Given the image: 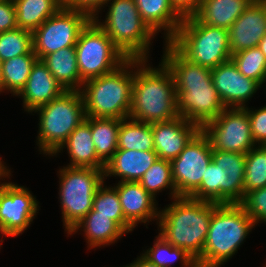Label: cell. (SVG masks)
Instances as JSON below:
<instances>
[{
	"label": "cell",
	"instance_id": "6da1fadb",
	"mask_svg": "<svg viewBox=\"0 0 266 267\" xmlns=\"http://www.w3.org/2000/svg\"><path fill=\"white\" fill-rule=\"evenodd\" d=\"M164 46L161 61L175 82L177 113L202 127L226 109L214 87L211 69L190 62L170 42Z\"/></svg>",
	"mask_w": 266,
	"mask_h": 267
},
{
	"label": "cell",
	"instance_id": "7a4b0ae2",
	"mask_svg": "<svg viewBox=\"0 0 266 267\" xmlns=\"http://www.w3.org/2000/svg\"><path fill=\"white\" fill-rule=\"evenodd\" d=\"M146 62L148 60L134 59L129 118L151 124L178 117L176 88L171 71L162 61L157 68Z\"/></svg>",
	"mask_w": 266,
	"mask_h": 267
},
{
	"label": "cell",
	"instance_id": "3957f363",
	"mask_svg": "<svg viewBox=\"0 0 266 267\" xmlns=\"http://www.w3.org/2000/svg\"><path fill=\"white\" fill-rule=\"evenodd\" d=\"M172 200V204L160 210L158 234L197 260L202 255L211 216L218 204L191 197Z\"/></svg>",
	"mask_w": 266,
	"mask_h": 267
},
{
	"label": "cell",
	"instance_id": "277c9868",
	"mask_svg": "<svg viewBox=\"0 0 266 267\" xmlns=\"http://www.w3.org/2000/svg\"><path fill=\"white\" fill-rule=\"evenodd\" d=\"M255 225L240 204H218L211 216L202 255L196 260L197 267H221L228 262Z\"/></svg>",
	"mask_w": 266,
	"mask_h": 267
},
{
	"label": "cell",
	"instance_id": "5b68a950",
	"mask_svg": "<svg viewBox=\"0 0 266 267\" xmlns=\"http://www.w3.org/2000/svg\"><path fill=\"white\" fill-rule=\"evenodd\" d=\"M133 81L134 59H128L115 71L84 82L80 92L84 99L85 116L129 118Z\"/></svg>",
	"mask_w": 266,
	"mask_h": 267
},
{
	"label": "cell",
	"instance_id": "8992f818",
	"mask_svg": "<svg viewBox=\"0 0 266 267\" xmlns=\"http://www.w3.org/2000/svg\"><path fill=\"white\" fill-rule=\"evenodd\" d=\"M105 6L109 7L105 19H92L127 59L148 60L151 41L157 34L141 18L135 0H108Z\"/></svg>",
	"mask_w": 266,
	"mask_h": 267
},
{
	"label": "cell",
	"instance_id": "52a82bcc",
	"mask_svg": "<svg viewBox=\"0 0 266 267\" xmlns=\"http://www.w3.org/2000/svg\"><path fill=\"white\" fill-rule=\"evenodd\" d=\"M33 112L39 115L36 140L38 150L40 154L50 157L86 117L84 99L80 91H64L31 113Z\"/></svg>",
	"mask_w": 266,
	"mask_h": 267
},
{
	"label": "cell",
	"instance_id": "ba28073f",
	"mask_svg": "<svg viewBox=\"0 0 266 267\" xmlns=\"http://www.w3.org/2000/svg\"><path fill=\"white\" fill-rule=\"evenodd\" d=\"M245 164L244 153L212 150V161L190 197L217 204H239L244 198Z\"/></svg>",
	"mask_w": 266,
	"mask_h": 267
},
{
	"label": "cell",
	"instance_id": "9c48e42d",
	"mask_svg": "<svg viewBox=\"0 0 266 267\" xmlns=\"http://www.w3.org/2000/svg\"><path fill=\"white\" fill-rule=\"evenodd\" d=\"M170 43L190 62L213 69L231 60L228 30L184 16Z\"/></svg>",
	"mask_w": 266,
	"mask_h": 267
},
{
	"label": "cell",
	"instance_id": "30bf717a",
	"mask_svg": "<svg viewBox=\"0 0 266 267\" xmlns=\"http://www.w3.org/2000/svg\"><path fill=\"white\" fill-rule=\"evenodd\" d=\"M59 175V202L67 234L92 209L93 198L105 182L104 170L90 167L63 166Z\"/></svg>",
	"mask_w": 266,
	"mask_h": 267
},
{
	"label": "cell",
	"instance_id": "8fae6325",
	"mask_svg": "<svg viewBox=\"0 0 266 267\" xmlns=\"http://www.w3.org/2000/svg\"><path fill=\"white\" fill-rule=\"evenodd\" d=\"M75 50L83 82L109 74L128 60L93 19L80 31Z\"/></svg>",
	"mask_w": 266,
	"mask_h": 267
},
{
	"label": "cell",
	"instance_id": "7c38bea8",
	"mask_svg": "<svg viewBox=\"0 0 266 267\" xmlns=\"http://www.w3.org/2000/svg\"><path fill=\"white\" fill-rule=\"evenodd\" d=\"M92 18L83 11L61 7L32 32L38 59L66 47H75L80 31Z\"/></svg>",
	"mask_w": 266,
	"mask_h": 267
},
{
	"label": "cell",
	"instance_id": "4fadbf2b",
	"mask_svg": "<svg viewBox=\"0 0 266 267\" xmlns=\"http://www.w3.org/2000/svg\"><path fill=\"white\" fill-rule=\"evenodd\" d=\"M209 139L212 150L246 154L256 146L245 108H226L215 119L201 127Z\"/></svg>",
	"mask_w": 266,
	"mask_h": 267
},
{
	"label": "cell",
	"instance_id": "5bb4252c",
	"mask_svg": "<svg viewBox=\"0 0 266 267\" xmlns=\"http://www.w3.org/2000/svg\"><path fill=\"white\" fill-rule=\"evenodd\" d=\"M211 161L212 148L209 139L200 130L171 161L172 178L178 197H190L199 188Z\"/></svg>",
	"mask_w": 266,
	"mask_h": 267
},
{
	"label": "cell",
	"instance_id": "9a60e30c",
	"mask_svg": "<svg viewBox=\"0 0 266 267\" xmlns=\"http://www.w3.org/2000/svg\"><path fill=\"white\" fill-rule=\"evenodd\" d=\"M39 201L25 186L0 182V231L2 237L18 236L29 228L39 211Z\"/></svg>",
	"mask_w": 266,
	"mask_h": 267
},
{
	"label": "cell",
	"instance_id": "2e32d148",
	"mask_svg": "<svg viewBox=\"0 0 266 267\" xmlns=\"http://www.w3.org/2000/svg\"><path fill=\"white\" fill-rule=\"evenodd\" d=\"M213 84L226 108H245L246 103L262 86L247 78L232 60L211 69Z\"/></svg>",
	"mask_w": 266,
	"mask_h": 267
},
{
	"label": "cell",
	"instance_id": "e0dca14e",
	"mask_svg": "<svg viewBox=\"0 0 266 267\" xmlns=\"http://www.w3.org/2000/svg\"><path fill=\"white\" fill-rule=\"evenodd\" d=\"M231 54L258 47L266 35V0H253L228 29Z\"/></svg>",
	"mask_w": 266,
	"mask_h": 267
},
{
	"label": "cell",
	"instance_id": "ac0fdd59",
	"mask_svg": "<svg viewBox=\"0 0 266 267\" xmlns=\"http://www.w3.org/2000/svg\"><path fill=\"white\" fill-rule=\"evenodd\" d=\"M155 152L159 159L172 161L201 130L194 122L180 115L168 121L151 123Z\"/></svg>",
	"mask_w": 266,
	"mask_h": 267
},
{
	"label": "cell",
	"instance_id": "d6986e66",
	"mask_svg": "<svg viewBox=\"0 0 266 267\" xmlns=\"http://www.w3.org/2000/svg\"><path fill=\"white\" fill-rule=\"evenodd\" d=\"M115 185L125 219L134 228L139 223L148 225L152 220L158 222L160 213L158 202L139 182H118Z\"/></svg>",
	"mask_w": 266,
	"mask_h": 267
},
{
	"label": "cell",
	"instance_id": "ffe728a7",
	"mask_svg": "<svg viewBox=\"0 0 266 267\" xmlns=\"http://www.w3.org/2000/svg\"><path fill=\"white\" fill-rule=\"evenodd\" d=\"M64 91L46 64L41 59H37L25 86L17 96L23 100L24 111L31 113L36 108L51 102Z\"/></svg>",
	"mask_w": 266,
	"mask_h": 267
},
{
	"label": "cell",
	"instance_id": "44dd1931",
	"mask_svg": "<svg viewBox=\"0 0 266 267\" xmlns=\"http://www.w3.org/2000/svg\"><path fill=\"white\" fill-rule=\"evenodd\" d=\"M158 159L155 151L117 149L105 164L104 176L119 177V182H138Z\"/></svg>",
	"mask_w": 266,
	"mask_h": 267
},
{
	"label": "cell",
	"instance_id": "7402d4cb",
	"mask_svg": "<svg viewBox=\"0 0 266 267\" xmlns=\"http://www.w3.org/2000/svg\"><path fill=\"white\" fill-rule=\"evenodd\" d=\"M143 21L156 34L164 30L165 42H170L177 34L183 16L170 0H135Z\"/></svg>",
	"mask_w": 266,
	"mask_h": 267
},
{
	"label": "cell",
	"instance_id": "603a6c76",
	"mask_svg": "<svg viewBox=\"0 0 266 267\" xmlns=\"http://www.w3.org/2000/svg\"><path fill=\"white\" fill-rule=\"evenodd\" d=\"M65 148L70 157V162L66 166L105 169V164L96 155L91 128L86 120L75 128L52 156L59 155Z\"/></svg>",
	"mask_w": 266,
	"mask_h": 267
},
{
	"label": "cell",
	"instance_id": "cb8c5ba5",
	"mask_svg": "<svg viewBox=\"0 0 266 267\" xmlns=\"http://www.w3.org/2000/svg\"><path fill=\"white\" fill-rule=\"evenodd\" d=\"M78 230L84 232L83 236L90 250L113 244L127 233L116 221L112 220V216L96 215L93 209L67 235L75 234Z\"/></svg>",
	"mask_w": 266,
	"mask_h": 267
},
{
	"label": "cell",
	"instance_id": "d4e9b609",
	"mask_svg": "<svg viewBox=\"0 0 266 267\" xmlns=\"http://www.w3.org/2000/svg\"><path fill=\"white\" fill-rule=\"evenodd\" d=\"M253 0H201L192 14L200 23L229 29Z\"/></svg>",
	"mask_w": 266,
	"mask_h": 267
},
{
	"label": "cell",
	"instance_id": "484cf974",
	"mask_svg": "<svg viewBox=\"0 0 266 267\" xmlns=\"http://www.w3.org/2000/svg\"><path fill=\"white\" fill-rule=\"evenodd\" d=\"M65 91H80L83 86L75 47H66L41 59Z\"/></svg>",
	"mask_w": 266,
	"mask_h": 267
},
{
	"label": "cell",
	"instance_id": "4316f807",
	"mask_svg": "<svg viewBox=\"0 0 266 267\" xmlns=\"http://www.w3.org/2000/svg\"><path fill=\"white\" fill-rule=\"evenodd\" d=\"M89 123L98 158L106 164L118 149L121 119L85 117Z\"/></svg>",
	"mask_w": 266,
	"mask_h": 267
},
{
	"label": "cell",
	"instance_id": "83f0119b",
	"mask_svg": "<svg viewBox=\"0 0 266 267\" xmlns=\"http://www.w3.org/2000/svg\"><path fill=\"white\" fill-rule=\"evenodd\" d=\"M17 26L33 32L61 7L62 0H13Z\"/></svg>",
	"mask_w": 266,
	"mask_h": 267
},
{
	"label": "cell",
	"instance_id": "f1b7e54d",
	"mask_svg": "<svg viewBox=\"0 0 266 267\" xmlns=\"http://www.w3.org/2000/svg\"><path fill=\"white\" fill-rule=\"evenodd\" d=\"M118 149L154 151V136L150 123L121 119L118 130Z\"/></svg>",
	"mask_w": 266,
	"mask_h": 267
},
{
	"label": "cell",
	"instance_id": "f546056e",
	"mask_svg": "<svg viewBox=\"0 0 266 267\" xmlns=\"http://www.w3.org/2000/svg\"><path fill=\"white\" fill-rule=\"evenodd\" d=\"M36 54H23L2 62V92L17 96L25 86Z\"/></svg>",
	"mask_w": 266,
	"mask_h": 267
},
{
	"label": "cell",
	"instance_id": "4dcf8cb0",
	"mask_svg": "<svg viewBox=\"0 0 266 267\" xmlns=\"http://www.w3.org/2000/svg\"><path fill=\"white\" fill-rule=\"evenodd\" d=\"M154 245L145 250L142 255L158 267H172L178 260L181 267H197L196 260L184 249L168 243L160 234L154 240Z\"/></svg>",
	"mask_w": 266,
	"mask_h": 267
},
{
	"label": "cell",
	"instance_id": "1f68e13d",
	"mask_svg": "<svg viewBox=\"0 0 266 267\" xmlns=\"http://www.w3.org/2000/svg\"><path fill=\"white\" fill-rule=\"evenodd\" d=\"M154 198L162 190H170L171 200L178 197L172 178V164L169 160L157 159L138 181Z\"/></svg>",
	"mask_w": 266,
	"mask_h": 267
},
{
	"label": "cell",
	"instance_id": "d6a6232c",
	"mask_svg": "<svg viewBox=\"0 0 266 267\" xmlns=\"http://www.w3.org/2000/svg\"><path fill=\"white\" fill-rule=\"evenodd\" d=\"M104 183L94 195L92 209L96 215L112 216L127 233L132 232L135 228L125 219L117 190L113 186L107 188Z\"/></svg>",
	"mask_w": 266,
	"mask_h": 267
},
{
	"label": "cell",
	"instance_id": "836d02e7",
	"mask_svg": "<svg viewBox=\"0 0 266 267\" xmlns=\"http://www.w3.org/2000/svg\"><path fill=\"white\" fill-rule=\"evenodd\" d=\"M266 186V145H256L246 153L244 195Z\"/></svg>",
	"mask_w": 266,
	"mask_h": 267
},
{
	"label": "cell",
	"instance_id": "e575fe53",
	"mask_svg": "<svg viewBox=\"0 0 266 267\" xmlns=\"http://www.w3.org/2000/svg\"><path fill=\"white\" fill-rule=\"evenodd\" d=\"M23 54H35L31 31L17 27L0 33V60L2 62Z\"/></svg>",
	"mask_w": 266,
	"mask_h": 267
},
{
	"label": "cell",
	"instance_id": "d590c367",
	"mask_svg": "<svg viewBox=\"0 0 266 267\" xmlns=\"http://www.w3.org/2000/svg\"><path fill=\"white\" fill-rule=\"evenodd\" d=\"M240 73L257 81L262 87L266 80V57L259 47L237 52L231 56Z\"/></svg>",
	"mask_w": 266,
	"mask_h": 267
},
{
	"label": "cell",
	"instance_id": "8d00e7d4",
	"mask_svg": "<svg viewBox=\"0 0 266 267\" xmlns=\"http://www.w3.org/2000/svg\"><path fill=\"white\" fill-rule=\"evenodd\" d=\"M254 223H266V186L252 190L244 195L239 203Z\"/></svg>",
	"mask_w": 266,
	"mask_h": 267
},
{
	"label": "cell",
	"instance_id": "74e56055",
	"mask_svg": "<svg viewBox=\"0 0 266 267\" xmlns=\"http://www.w3.org/2000/svg\"><path fill=\"white\" fill-rule=\"evenodd\" d=\"M250 118L252 138L256 145H266V105L260 109L245 107Z\"/></svg>",
	"mask_w": 266,
	"mask_h": 267
},
{
	"label": "cell",
	"instance_id": "f35d334b",
	"mask_svg": "<svg viewBox=\"0 0 266 267\" xmlns=\"http://www.w3.org/2000/svg\"><path fill=\"white\" fill-rule=\"evenodd\" d=\"M108 0H62V6L86 12L91 18L98 16Z\"/></svg>",
	"mask_w": 266,
	"mask_h": 267
},
{
	"label": "cell",
	"instance_id": "ab89813d",
	"mask_svg": "<svg viewBox=\"0 0 266 267\" xmlns=\"http://www.w3.org/2000/svg\"><path fill=\"white\" fill-rule=\"evenodd\" d=\"M16 7L13 0L0 2V33L17 28Z\"/></svg>",
	"mask_w": 266,
	"mask_h": 267
},
{
	"label": "cell",
	"instance_id": "60d3db41",
	"mask_svg": "<svg viewBox=\"0 0 266 267\" xmlns=\"http://www.w3.org/2000/svg\"><path fill=\"white\" fill-rule=\"evenodd\" d=\"M170 2L184 17L192 15L199 8L201 0H170Z\"/></svg>",
	"mask_w": 266,
	"mask_h": 267
},
{
	"label": "cell",
	"instance_id": "b9f144b4",
	"mask_svg": "<svg viewBox=\"0 0 266 267\" xmlns=\"http://www.w3.org/2000/svg\"><path fill=\"white\" fill-rule=\"evenodd\" d=\"M140 255L141 256H138L137 259L134 260L132 263L123 267H158L154 263L146 259L142 254Z\"/></svg>",
	"mask_w": 266,
	"mask_h": 267
},
{
	"label": "cell",
	"instance_id": "7bdbcfd3",
	"mask_svg": "<svg viewBox=\"0 0 266 267\" xmlns=\"http://www.w3.org/2000/svg\"><path fill=\"white\" fill-rule=\"evenodd\" d=\"M7 168L9 167H6L4 161H2V158L0 157V181L1 179L5 180L4 178L8 179L10 175H12L10 169Z\"/></svg>",
	"mask_w": 266,
	"mask_h": 267
},
{
	"label": "cell",
	"instance_id": "ee69618b",
	"mask_svg": "<svg viewBox=\"0 0 266 267\" xmlns=\"http://www.w3.org/2000/svg\"><path fill=\"white\" fill-rule=\"evenodd\" d=\"M258 47L266 57V35L260 40Z\"/></svg>",
	"mask_w": 266,
	"mask_h": 267
},
{
	"label": "cell",
	"instance_id": "f6af8a7d",
	"mask_svg": "<svg viewBox=\"0 0 266 267\" xmlns=\"http://www.w3.org/2000/svg\"><path fill=\"white\" fill-rule=\"evenodd\" d=\"M0 90L2 93V61L0 60Z\"/></svg>",
	"mask_w": 266,
	"mask_h": 267
},
{
	"label": "cell",
	"instance_id": "bcb514c9",
	"mask_svg": "<svg viewBox=\"0 0 266 267\" xmlns=\"http://www.w3.org/2000/svg\"><path fill=\"white\" fill-rule=\"evenodd\" d=\"M0 233H1V231H0ZM3 241L4 240H2V239L0 240V248L2 247L1 244L3 243Z\"/></svg>",
	"mask_w": 266,
	"mask_h": 267
}]
</instances>
